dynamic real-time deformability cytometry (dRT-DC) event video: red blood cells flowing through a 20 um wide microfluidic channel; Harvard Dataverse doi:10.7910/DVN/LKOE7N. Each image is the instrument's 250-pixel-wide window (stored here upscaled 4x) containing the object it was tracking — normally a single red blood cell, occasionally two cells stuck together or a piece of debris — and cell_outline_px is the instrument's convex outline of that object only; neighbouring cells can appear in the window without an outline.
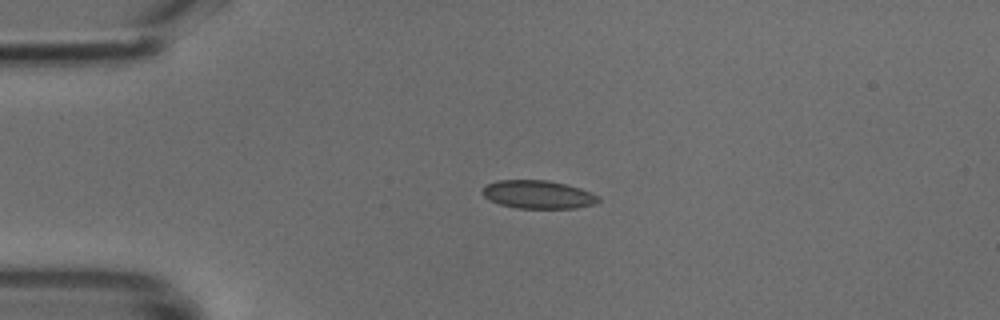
{"species": "common noctule bat (a hibernating species)", "species_latin": "Nyctalus noctula", "temperature_condition": "cold", "stored_images_in_passage": 38, "camera_frame_rate_fps": 3000, "um_per_image_px": 0.085, "animal": {"sex": "male", "body_mass_g": 18.8}, "frame": {"image": 1, "passage_image": 1, "time_ms": 0.0, "image_size_px": [1000, 320], "cell_outline_px": [[600, 200], [596, 204], [576, 208], [516, 208], [500, 204], [488, 200], [480, 192], [488, 184], [496, 180], [548, 180], [580, 188], [600, 196]], "centroid_in_image_um": [45.74, 16.54], "position_along_channel_um": 39.3, "area_um2": 19.13}}
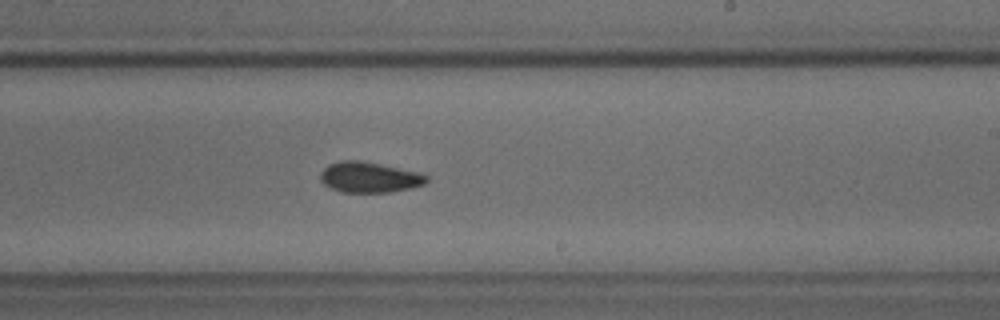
{"frame": {"image": 2, "passage_image": 19, "time_ms": 6.0, "image_size_px": [1000, 320], "cell_outline_px": [[428, 180], [424, 184], [412, 188], [388, 192], [340, 192], [324, 184], [320, 180], [320, 172], [328, 164], [340, 160], [360, 160], [420, 172], [428, 176]], "centroid_in_image_um": [31.39, 15.06], "position_along_channel_um": 257.6, "area_um2": 19.02}}
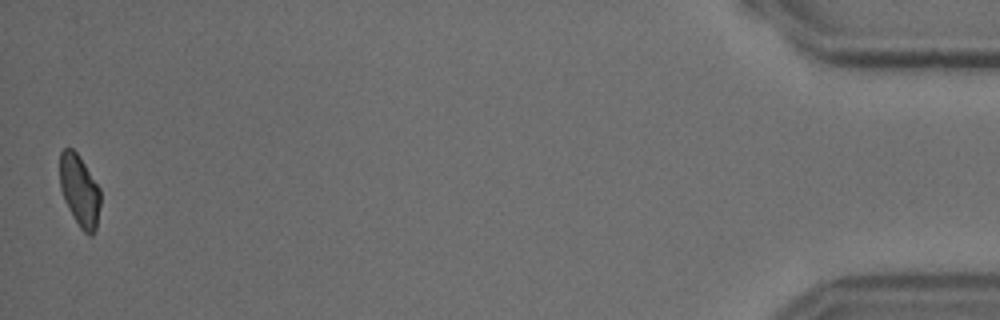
{"frame": {"image": 3, "passage_image": 38, "time_ms": 12.333, "image_size_px": [1000, 320], "cell_outline_px": [[100, 204], [96, 228], [92, 236], [88, 236], [80, 228], [68, 208], [64, 200], [60, 188], [60, 152], [64, 148], [72, 148], [76, 152], [100, 188]], "centroid_in_image_um": [6.76, 16.23], "position_along_channel_um": 428.4, "area_um2": 16.88}}